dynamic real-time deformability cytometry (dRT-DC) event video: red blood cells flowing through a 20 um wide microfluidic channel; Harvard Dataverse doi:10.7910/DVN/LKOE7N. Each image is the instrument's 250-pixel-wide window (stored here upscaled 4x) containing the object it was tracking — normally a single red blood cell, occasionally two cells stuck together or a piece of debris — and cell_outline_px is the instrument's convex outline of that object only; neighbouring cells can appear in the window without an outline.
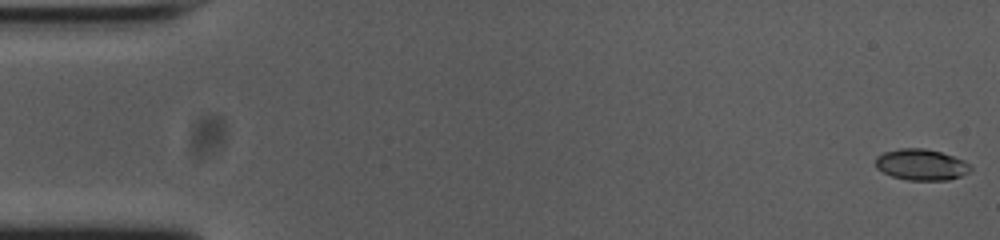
{"species": "common noctule bat (a hibernating species)", "species_latin": "Nyctalus noctula", "temperature_condition": "cold", "stored_images_in_passage": 54, "camera_frame_rate_fps": 3000, "um_per_image_px": 0.085, "animal": {"sex": "female", "body_mass_g": 23.0, "forearm_length_mm": 53.4}, "frame": {"image": 1, "passage_image": 1, "time_ms": 0.0, "image_size_px": [1000, 240], "cell_outline_px": [[972, 168], [968, 172], [960, 176], [948, 180], [908, 180], [892, 176], [876, 168], [876, 156], [884, 152], [900, 148], [924, 148], [940, 152], [964, 160]], "centroid_in_image_um": [78.29, 13.99], "position_along_channel_um": 6.7, "area_um2": 17.11}}
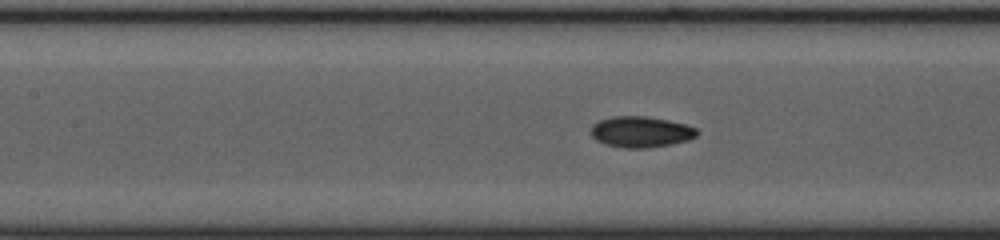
{"frame": {"image": 2, "passage_image": 24, "time_ms": 7.667, "image_size_px": [1000, 240], "cell_outline_px": [[700, 132], [696, 136], [688, 140], [672, 144], [648, 148], [624, 148], [604, 144], [596, 140], [588, 132], [592, 124], [600, 120], [612, 116], [644, 116], [668, 120], [684, 124], [696, 128]], "centroid_in_image_um": [54.44, 11.21], "position_along_channel_um": 153.0, "area_um2": 19.36}}
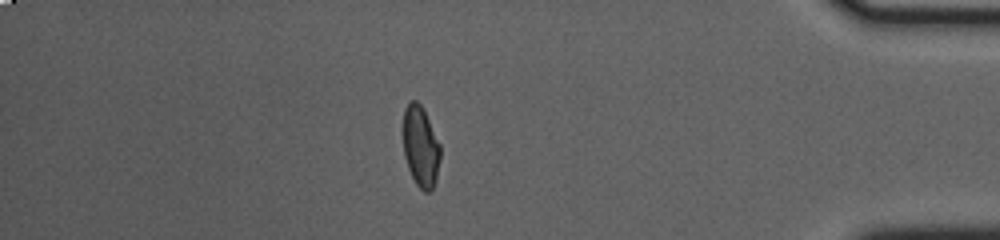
{"frame": {"image": 3, "passage_image": 47, "time_ms": 15.333, "image_size_px": [1000, 240], "cell_outline_px": [[440, 160], [436, 180], [432, 192], [424, 192], [416, 184], [408, 168], [404, 156], [404, 108], [412, 100], [416, 100], [420, 104], [440, 144]], "centroid_in_image_um": [35.76, 12.51], "position_along_channel_um": 399.4, "area_um2": 17.34}, "authors_computed_cell_mechanics": {"area_um2": 18.0336, "velocity_mm_per_s": 3.7537, "shape_relaxation_time_tau1_ms": 8.0493, "shape_relaxation_time_tau2_ms": 1.9097, "deformation_change_tau1": 0.1976, "deformation_change_tau2": 0.0581}}